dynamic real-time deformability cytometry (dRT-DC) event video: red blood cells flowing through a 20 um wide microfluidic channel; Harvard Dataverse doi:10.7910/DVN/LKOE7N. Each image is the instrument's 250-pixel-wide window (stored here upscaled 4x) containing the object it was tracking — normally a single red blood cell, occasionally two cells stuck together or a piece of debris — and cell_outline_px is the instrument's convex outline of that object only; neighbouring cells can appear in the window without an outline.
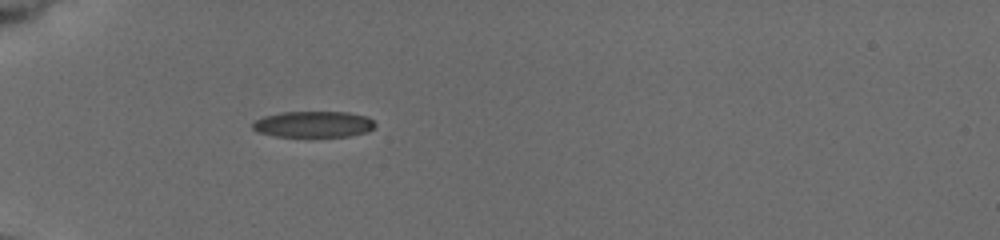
{"species": "common noctule bat (a hibernating species)", "species_latin": "Nyctalus noctula", "temperature_condition": "cold", "stored_images_in_passage": 3, "camera_frame_rate_fps": 3000, "um_per_image_px": 0.085, "animal": {"sex": "female", "body_mass_g": 19.5, "forearm_length_mm": 54.1}, "frame": {"image": 1, "passage_image": 1, "time_ms": 0.0, "image_size_px": [1000, 240], "cell_outline_px": [[376, 124], [368, 132], [348, 136], [276, 136], [260, 132], [252, 128], [252, 124], [256, 120], [264, 116], [280, 112], [348, 112], [368, 116]], "centroid_in_image_um": [26.67, 10.55], "position_along_channel_um": 58.3, "area_um2": 18.55}}